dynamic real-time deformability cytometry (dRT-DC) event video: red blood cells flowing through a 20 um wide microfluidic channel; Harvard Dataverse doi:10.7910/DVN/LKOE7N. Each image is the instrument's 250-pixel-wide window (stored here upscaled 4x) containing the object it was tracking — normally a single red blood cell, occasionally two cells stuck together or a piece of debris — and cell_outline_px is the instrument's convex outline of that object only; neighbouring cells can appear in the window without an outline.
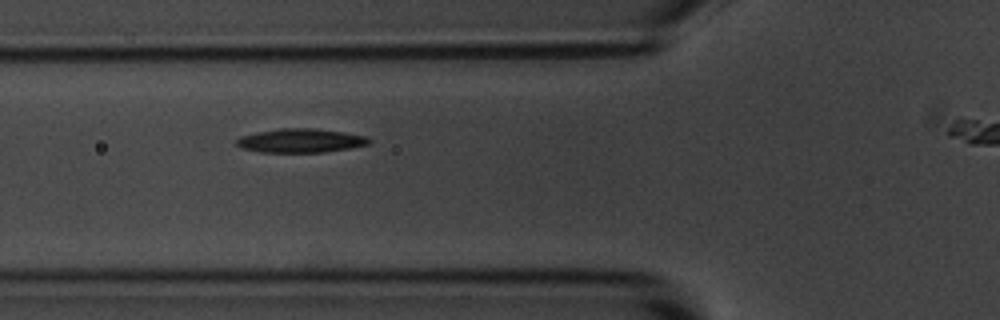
{"species": "common noctule bat (a hibernating species)", "species_latin": "Nyctalus noctula", "temperature_condition": "room temperature", "stored_images_in_passage": 38, "camera_frame_rate_fps": 3000, "um_per_image_px": 0.085, "animal": {"sex": "male", "body_mass_g": 20.1, "forearm_length_mm": 53.5}, "frame": {"image": 1, "passage_image": 12, "time_ms": 3.667, "image_size_px": [1000, 320], "cell_outline_px": [[372, 140], [368, 144], [348, 148], [324, 152], [260, 152], [244, 148], [236, 144], [236, 140], [240, 136], [256, 132], [280, 128], [312, 128], [344, 132], [364, 136]], "centroid_in_image_um": [25.53, 11.94], "position_along_channel_um": 100.3, "area_um2": 18.26}}
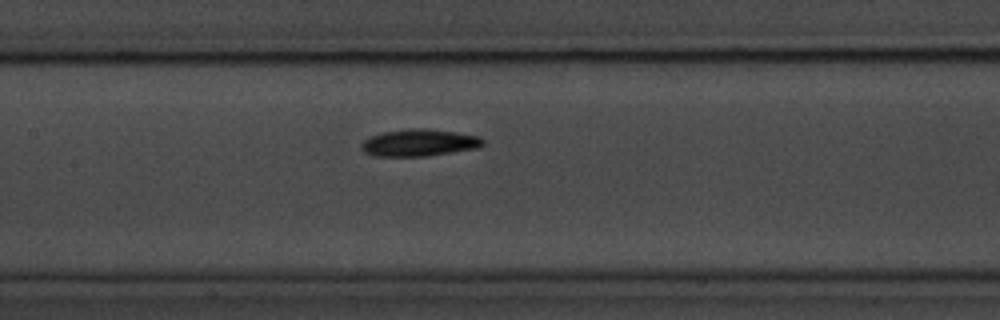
{"frame": {"image": 2, "passage_image": 18, "time_ms": 5.667, "image_size_px": [1000, 320], "cell_outline_px": [[484, 144], [476, 148], [428, 156], [372, 156], [364, 152], [360, 148], [360, 144], [364, 140], [372, 136], [384, 132], [408, 128], [424, 128], [456, 132], [480, 136], [484, 140]], "centroid_in_image_um": [35.61, 12.13], "position_along_channel_um": 171.8, "area_um2": 19.19}}
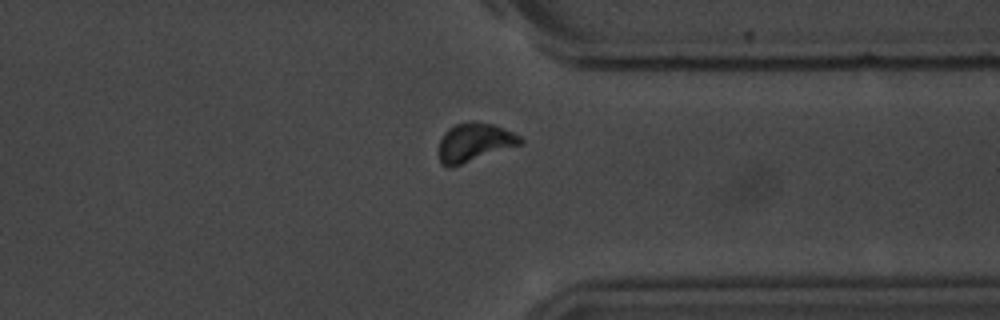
{"frame": {"image": 3, "passage_image": 35, "time_ms": 11.333, "image_size_px": [1000, 320], "cell_outline_px": [[524, 144], [452, 168], [448, 168], [440, 164], [436, 152], [440, 140], [444, 132], [448, 128], [456, 124], [472, 120], [492, 124], [504, 128], [520, 136], [524, 140]], "centroid_in_image_um": [40.29, 12.13], "position_along_channel_um": 371.1, "area_um2": 19.07}}